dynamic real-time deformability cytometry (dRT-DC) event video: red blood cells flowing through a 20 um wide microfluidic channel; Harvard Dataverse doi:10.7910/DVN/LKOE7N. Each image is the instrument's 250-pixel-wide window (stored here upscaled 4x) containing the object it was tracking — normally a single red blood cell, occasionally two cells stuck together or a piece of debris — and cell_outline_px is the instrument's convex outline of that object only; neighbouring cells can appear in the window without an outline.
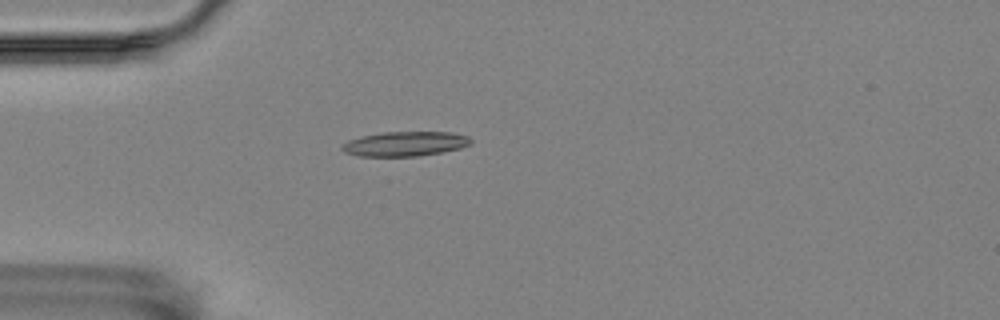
{"species": "Egyptian fruit bat (a non-hibernating species)", "species_latin": "Rousettus aegyptiacus", "temperature_condition": "room temperature", "stored_images_in_passage": 51, "camera_frame_rate_fps": 3000, "um_per_image_px": 0.085, "animal": {"sex": "female"}, "frame": {"image": 1, "passage_image": 9, "time_ms": 2.667, "image_size_px": [1000, 320], "cell_outline_px": [[472, 144], [460, 148], [444, 152], [420, 156], [360, 156], [344, 152], [340, 148], [340, 144], [348, 140], [360, 136], [384, 132], [452, 132], [468, 136], [472, 140]], "centroid_in_image_um": [34.42, 12.22], "position_along_channel_um": 50.6, "area_um2": 18.73}}
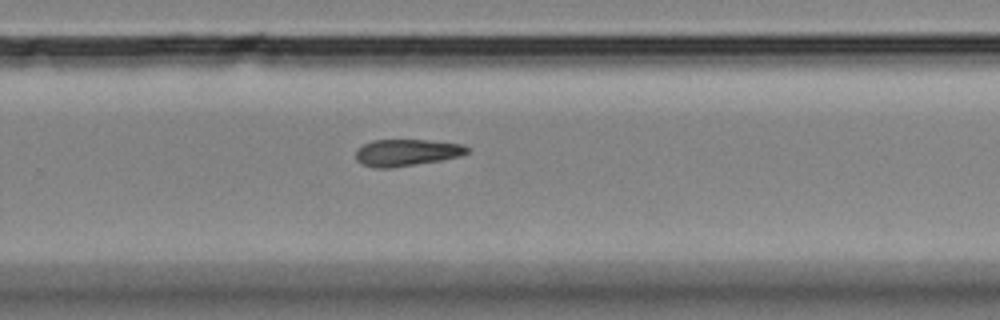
{"frame": {"image": 2, "passage_image": 31, "time_ms": 10.0, "image_size_px": [1000, 320], "cell_outline_px": [[472, 148], [468, 152], [460, 156], [440, 160], [392, 168], [376, 168], [364, 164], [356, 160], [356, 148], [372, 140], [424, 140], [464, 144]], "centroid_in_image_um": [34.58, 12.96], "position_along_channel_um": 295.2, "area_um2": 17.4}}
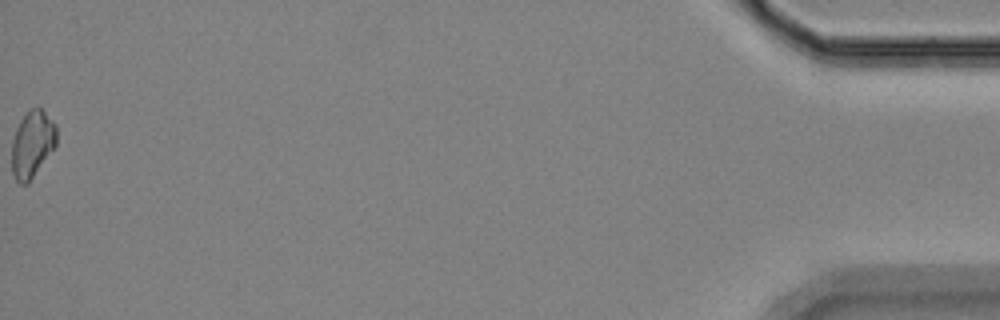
{"frame": {"image": 3, "passage_image": 51, "time_ms": 16.667, "image_size_px": [1000, 320], "cell_outline_px": [[56, 144], [28, 184], [20, 184], [16, 180], [12, 172], [12, 140], [16, 128], [20, 120], [32, 108], [44, 108], [56, 124]], "centroid_in_image_um": [2.74, 12.23], "position_along_channel_um": 432.5, "area_um2": 17.4}}